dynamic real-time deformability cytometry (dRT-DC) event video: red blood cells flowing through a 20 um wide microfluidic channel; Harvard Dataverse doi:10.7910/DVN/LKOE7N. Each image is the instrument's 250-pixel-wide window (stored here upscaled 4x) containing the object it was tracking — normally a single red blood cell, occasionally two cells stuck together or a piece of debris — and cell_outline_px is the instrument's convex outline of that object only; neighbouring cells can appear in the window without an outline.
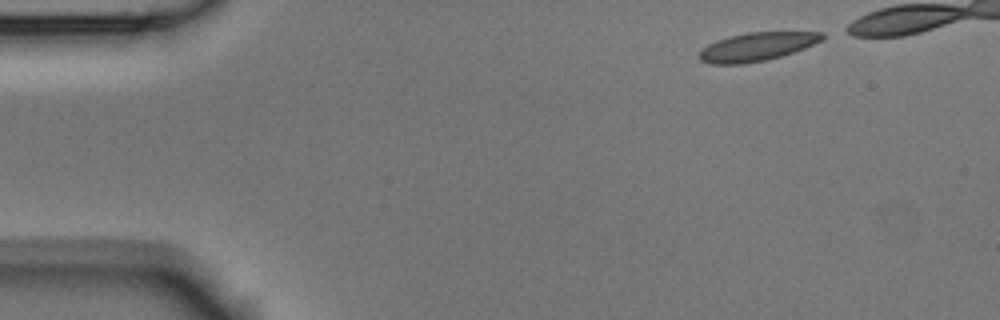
{"species": "Egyptian fruit bat (a non-hibernating species)", "species_latin": "Rousettus aegyptiacus", "temperature_condition": "room temperature", "stored_images_in_passage": 9, "segment_of_instrument_passage": [1, 2], "camera_frame_rate_fps": 3000, "um_per_image_px": 0.085, "animal": {"sex": "male"}, "frame": {"image": 1, "passage_image": 1, "time_ms": 0.0, "image_size_px": [1000, 320], "cell_outline_px": [[824, 40], [804, 48], [780, 56], [764, 60], [744, 64], [712, 64], [700, 60], [700, 52], [708, 44], [716, 40], [728, 36], [748, 32], [824, 32]], "centroid_in_image_um": [64.34, 3.96], "position_along_channel_um": 20.7, "area_um2": 20.23}}
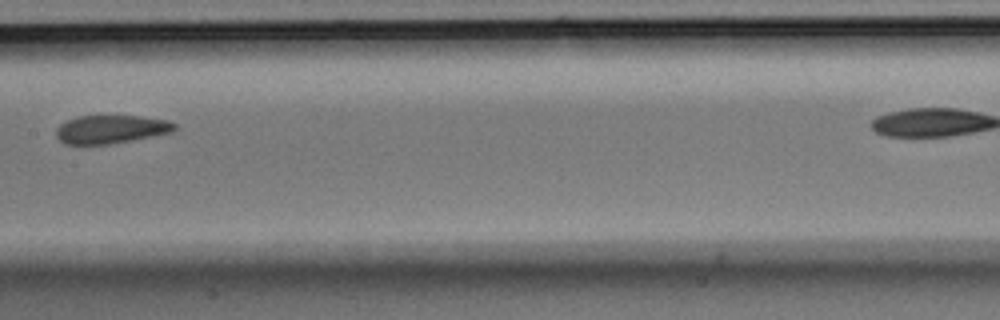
{"frame": {"image": 2, "passage_image": 7, "time_ms": 2.0, "image_size_px": [1000, 320], "cell_outline_px": [[176, 128], [172, 132], [132, 140], [108, 144], [64, 144], [56, 136], [56, 128], [60, 124], [76, 116], [140, 116], [168, 120], [176, 124]], "centroid_in_image_um": [9.42, 10.98], "position_along_channel_um": 198.0, "area_um2": 19.48}}
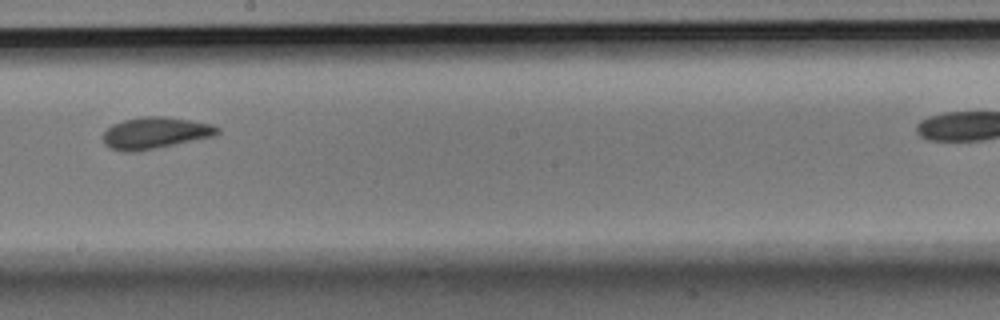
{"frame": {"image": 3, "passage_image": 8, "time_ms": 2.333, "image_size_px": [1000, 320], "cell_outline_px": [[220, 132], [212, 136], [156, 148], [132, 152], [124, 152], [112, 148], [104, 144], [104, 132], [112, 124], [124, 120], [140, 116], [164, 116], [212, 124], [220, 128]], "centroid_in_image_um": [13.17, 11.29], "position_along_channel_um": 235.0, "area_um2": 20.81}}